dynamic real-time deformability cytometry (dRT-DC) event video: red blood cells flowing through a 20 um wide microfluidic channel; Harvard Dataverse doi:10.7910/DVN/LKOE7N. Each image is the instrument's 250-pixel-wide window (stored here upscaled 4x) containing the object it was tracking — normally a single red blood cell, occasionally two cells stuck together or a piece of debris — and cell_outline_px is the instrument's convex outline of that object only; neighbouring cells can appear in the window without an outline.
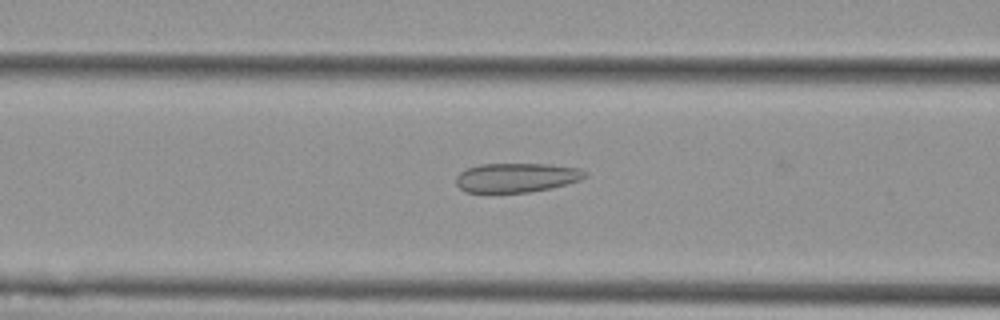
{"species": "Egyptian fruit bat (a non-hibernating species)", "species_latin": "Rousettus aegyptiacus", "temperature_condition": "cold", "stored_images_in_passage": 30, "camera_frame_rate_fps": 3000, "um_per_image_px": 0.085, "animal": {"sex": "female"}, "frame": {"image": 1, "passage_image": 7, "time_ms": 2.0, "image_size_px": [1000, 320], "cell_outline_px": [[588, 176], [580, 180], [568, 184], [528, 192], [464, 192], [456, 184], [456, 176], [460, 172], [468, 168], [480, 164], [548, 164], [580, 168], [588, 172]], "centroid_in_image_um": [43.93, 15.09], "position_along_channel_um": 122.7, "area_um2": 22.02}}
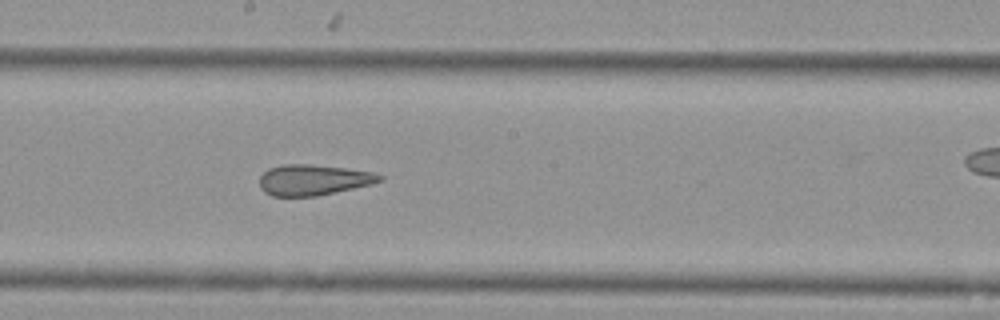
{"frame": {"image": 2, "passage_image": 15, "time_ms": 4.667, "image_size_px": [1000, 320], "cell_outline_px": [[384, 180], [372, 184], [316, 196], [272, 196], [264, 192], [260, 188], [260, 176], [268, 168], [284, 164], [308, 164], [344, 168], [372, 172], [384, 176]], "centroid_in_image_um": [26.62, 15.29], "position_along_channel_um": 221.6, "area_um2": 21.44}}
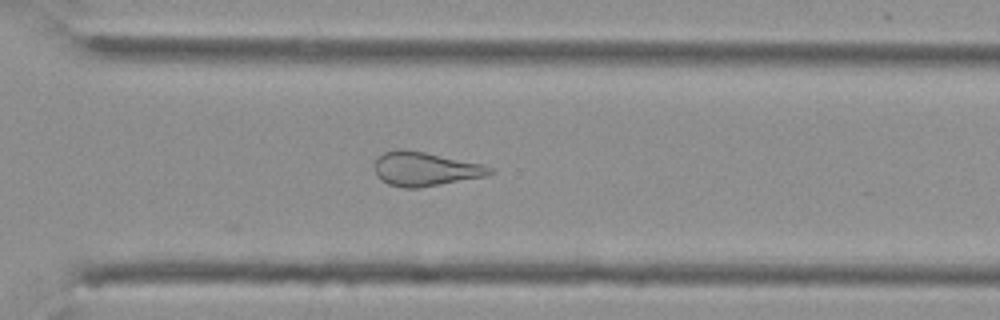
{"frame": {"image": 3, "passage_image": 24, "time_ms": 7.667, "image_size_px": [1000, 320], "cell_outline_px": [[496, 172], [488, 176], [420, 188], [404, 188], [388, 184], [380, 180], [376, 176], [376, 156], [384, 152], [396, 148], [404, 148], [484, 164], [492, 168]], "centroid_in_image_um": [36.15, 14.36], "position_along_channel_um": 334.5, "area_um2": 23.24}}